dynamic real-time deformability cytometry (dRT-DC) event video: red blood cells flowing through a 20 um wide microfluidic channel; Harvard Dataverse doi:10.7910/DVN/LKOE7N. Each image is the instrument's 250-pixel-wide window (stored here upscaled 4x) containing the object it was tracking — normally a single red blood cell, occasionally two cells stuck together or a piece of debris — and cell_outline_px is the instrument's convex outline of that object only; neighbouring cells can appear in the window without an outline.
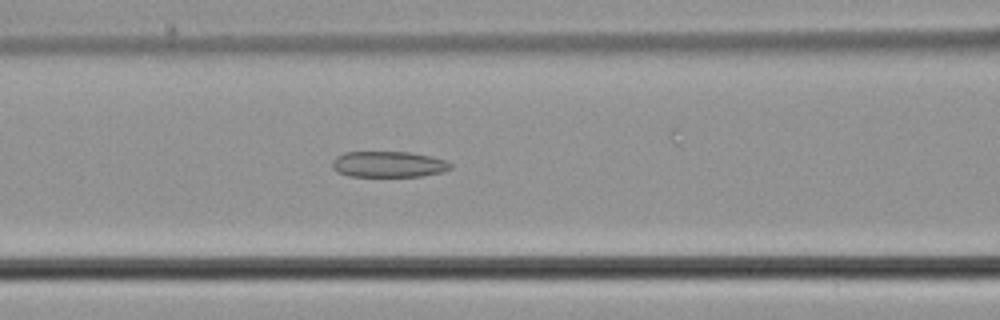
{"species": "common noctule bat (a hibernating species)", "species_latin": "Nyctalus noctula", "temperature_condition": "cold", "stored_images_in_passage": 49, "camera_frame_rate_fps": 3000, "um_per_image_px": 0.085, "animal": {"sex": "male", "body_mass_g": 21.5, "forearm_length_mm": 52.0}, "frame": {"image": 1, "passage_image": 16, "time_ms": 5.0, "image_size_px": [1000, 320], "cell_outline_px": [[452, 168], [444, 172], [420, 176], [348, 176], [336, 172], [332, 168], [332, 160], [336, 156], [344, 152], [408, 152], [432, 156], [444, 160], [452, 164]], "centroid_in_image_um": [33.0, 13.96], "position_along_channel_um": 133.6, "area_um2": 18.03}}
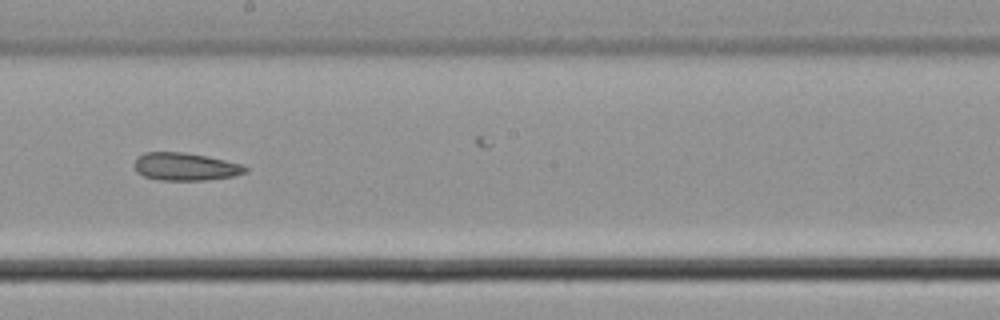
{"frame": {"image": 2, "passage_image": 24, "time_ms": 7.667, "image_size_px": [1000, 320], "cell_outline_px": [[248, 172], [232, 176], [208, 180], [160, 180], [144, 176], [136, 172], [132, 164], [144, 152], [184, 152], [208, 156], [244, 164], [248, 168]], "centroid_in_image_um": [15.78, 14.16], "position_along_channel_um": 232.4, "area_um2": 18.15}}
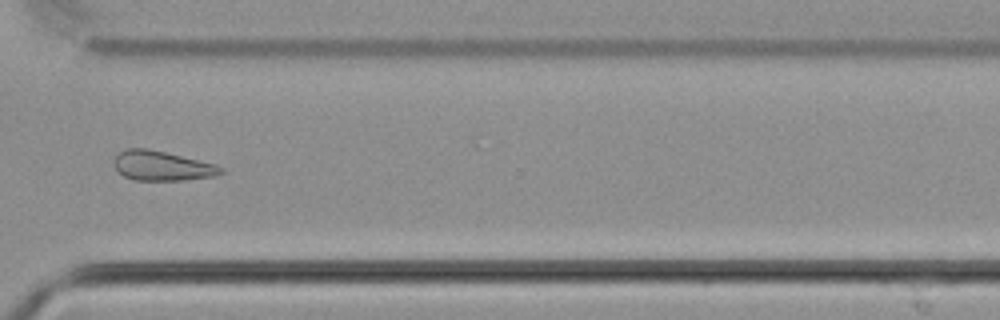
{"frame": {"image": 3, "passage_image": 34, "time_ms": 11.0, "image_size_px": [1000, 320], "cell_outline_px": [[224, 172], [216, 176], [184, 180], [132, 180], [124, 176], [116, 168], [112, 160], [124, 148], [148, 148], [216, 164], [224, 168]], "centroid_in_image_um": [13.78, 14.09], "position_along_channel_um": 356.8, "area_um2": 18.55}}